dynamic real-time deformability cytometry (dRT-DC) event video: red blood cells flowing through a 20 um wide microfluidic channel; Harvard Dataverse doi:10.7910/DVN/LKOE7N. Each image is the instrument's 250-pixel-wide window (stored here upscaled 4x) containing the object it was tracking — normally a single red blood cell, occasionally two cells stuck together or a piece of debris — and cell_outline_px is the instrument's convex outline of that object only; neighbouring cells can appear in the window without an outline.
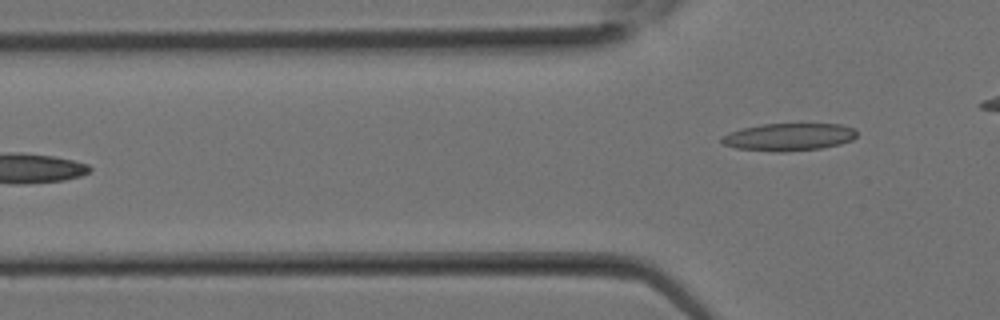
{"species": "Egyptian fruit bat (a non-hibernating species)", "species_latin": "Rousettus aegyptiacus", "temperature_condition": "room temperature", "stored_images_in_passage": 10, "camera_frame_rate_fps": 3000, "um_per_image_px": 0.085, "animal": {"sex": "female"}, "frame": {"image": 1, "passage_image": 10, "time_ms": 3.0, "image_size_px": [1000, 320], "cell_outline_px": [[856, 136], [852, 140], [840, 144], [820, 148], [784, 152], [780, 152], [736, 148], [724, 144], [720, 140], [724, 136], [732, 132], [744, 128], [764, 124], [840, 124], [852, 128], [856, 132]], "centroid_in_image_um": [67.08, 11.64], "position_along_channel_um": 58.7, "area_um2": 21.27}}